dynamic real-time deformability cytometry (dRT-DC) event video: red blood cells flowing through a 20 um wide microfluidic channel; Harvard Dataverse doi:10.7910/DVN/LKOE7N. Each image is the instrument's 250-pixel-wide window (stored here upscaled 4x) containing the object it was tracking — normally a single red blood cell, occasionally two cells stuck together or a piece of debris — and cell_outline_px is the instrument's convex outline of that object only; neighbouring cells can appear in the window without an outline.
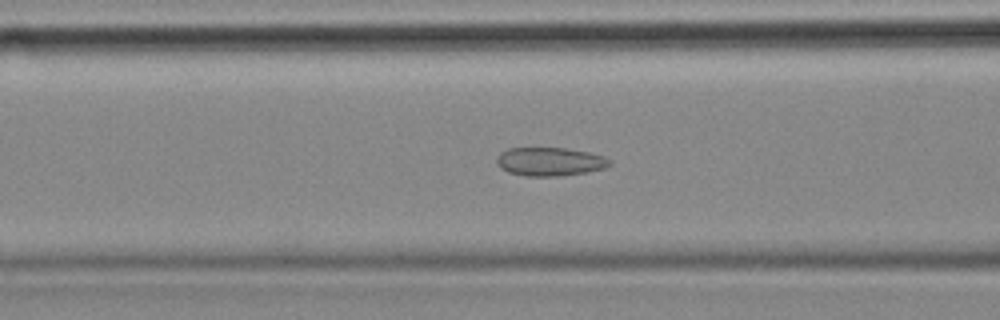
{"species": "common noctule bat (a hibernating species)", "species_latin": "Nyctalus noctula", "temperature_condition": "cold", "stored_images_in_passage": 56, "camera_frame_rate_fps": 3000, "um_per_image_px": 0.085, "animal": {"sex": "female", "body_mass_g": 18.4}, "frame": {"image": 1, "passage_image": 21, "time_ms": 6.667, "image_size_px": [1000, 320], "cell_outline_px": [[612, 164], [604, 168], [584, 172], [560, 176], [524, 176], [508, 172], [500, 168], [496, 164], [496, 156], [500, 152], [508, 148], [564, 148], [588, 152], [604, 156], [612, 160]], "centroid_in_image_um": [46.7, 13.73], "position_along_channel_um": 119.9, "area_um2": 18.9}}
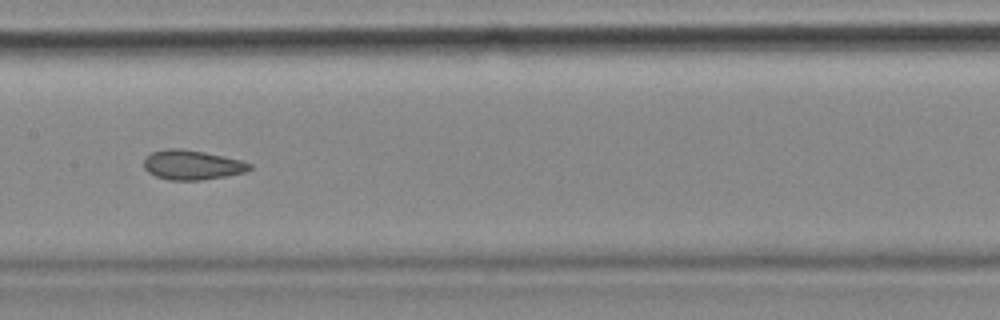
{"frame": {"image": 2, "passage_image": 27, "time_ms": 8.667, "image_size_px": [1000, 320], "cell_outline_px": [[252, 168], [244, 172], [224, 176], [200, 180], [168, 180], [156, 176], [148, 172], [144, 168], [144, 160], [152, 152], [168, 148], [180, 148], [204, 152], [240, 160], [252, 164]], "centroid_in_image_um": [16.31, 14.02], "position_along_channel_um": 191.1, "area_um2": 18.03}}
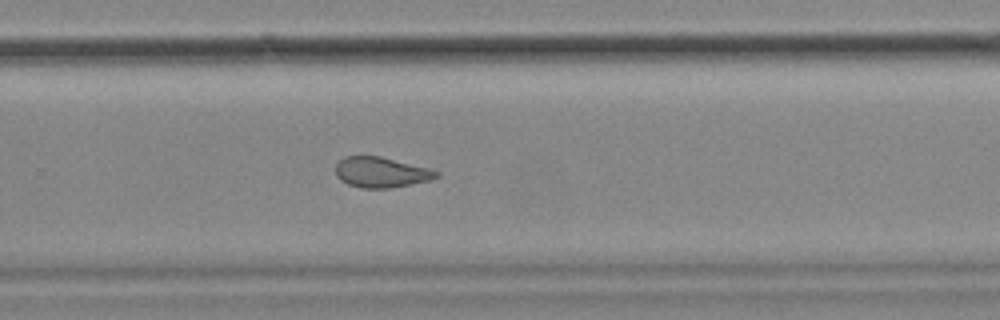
{"frame": {"image": 3, "passage_image": 36, "time_ms": 11.667, "image_size_px": [1000, 320], "cell_outline_px": [[440, 176], [432, 180], [392, 188], [360, 188], [348, 184], [340, 180], [336, 176], [336, 164], [344, 156], [380, 156], [428, 168], [440, 172]], "centroid_in_image_um": [32.4, 14.65], "position_along_channel_um": 297.4, "area_um2": 17.98}, "authors_computed_cell_mechanics": {"area_um2": 19.6231, "velocity_mm_per_s": 3.5574, "shape_relaxation_time_tau1_ms": null, "shape_relaxation_time_tau2_ms": 2.0187, "deformation_change_tau1": null, "deformation_change_tau2": 0.0883}}